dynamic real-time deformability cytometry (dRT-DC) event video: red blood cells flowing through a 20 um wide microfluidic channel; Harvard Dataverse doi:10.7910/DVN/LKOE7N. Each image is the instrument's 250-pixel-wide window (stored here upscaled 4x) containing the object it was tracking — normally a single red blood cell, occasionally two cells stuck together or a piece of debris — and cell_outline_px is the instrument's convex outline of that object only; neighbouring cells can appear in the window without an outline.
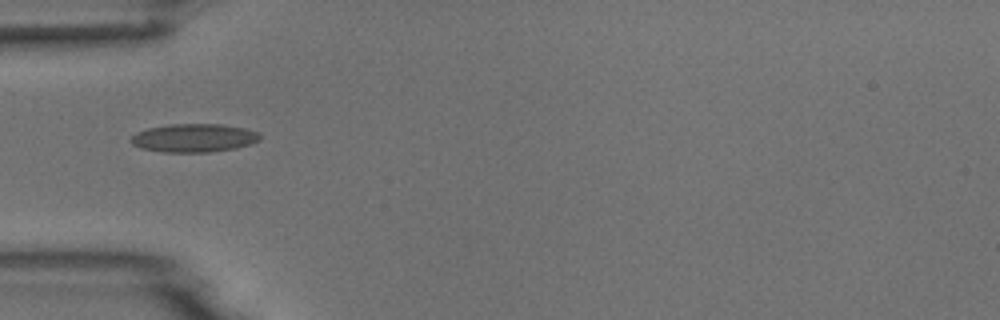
{"species": "common noctule bat (a hibernating species)", "species_latin": "Nyctalus noctula", "temperature_condition": "room temperature", "stored_images_in_passage": 7, "camera_frame_rate_fps": 3000, "um_per_image_px": 0.085, "animal": {"sex": "male", "body_mass_g": 18.8}, "frame": {"image": 1, "passage_image": 1, "time_ms": 0.0, "image_size_px": [1000, 320], "cell_outline_px": [[260, 140], [252, 144], [236, 148], [208, 152], [160, 152], [140, 148], [132, 144], [128, 140], [136, 132], [148, 128], [168, 124], [220, 124], [244, 128], [256, 132], [260, 136]], "centroid_in_image_um": [16.44, 11.73], "position_along_channel_um": 68.6, "area_um2": 21.44}}